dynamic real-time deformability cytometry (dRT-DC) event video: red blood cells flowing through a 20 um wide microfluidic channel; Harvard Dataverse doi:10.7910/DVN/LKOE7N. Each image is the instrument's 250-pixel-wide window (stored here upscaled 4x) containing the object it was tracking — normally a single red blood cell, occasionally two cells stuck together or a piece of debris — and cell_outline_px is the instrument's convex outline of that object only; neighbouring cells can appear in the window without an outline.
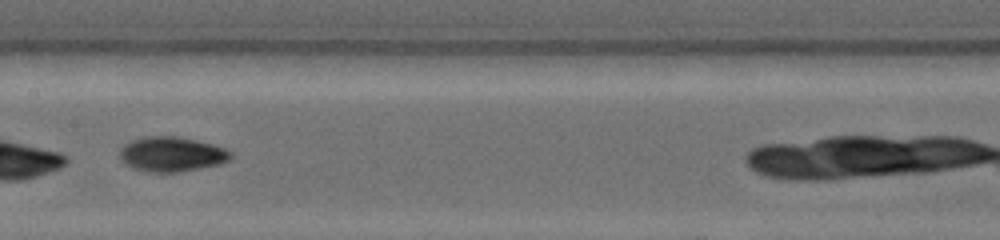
{"species": "common noctule bat (a hibernating species)", "species_latin": "Nyctalus noctula", "temperature_condition": "warm", "stored_images_in_passage": 22, "camera_frame_rate_fps": 4500, "um_per_image_px": 0.085, "animal": {"sex": "female", "body_mass_g": 19.0, "forearm_length_mm": 53.3}, "frame": {"image": 1, "passage_image": 10, "time_ms": 4.0, "image_size_px": [1000, 240], "cell_outline_px": [[232, 156], [228, 160], [220, 164], [180, 172], [148, 172], [124, 164], [120, 160], [120, 148], [124, 144], [132, 140], [144, 136], [180, 136], [212, 144], [224, 148], [232, 152]], "centroid_in_image_um": [14.58, 13.1], "position_along_channel_um": 192.8, "area_um2": 22.6}}
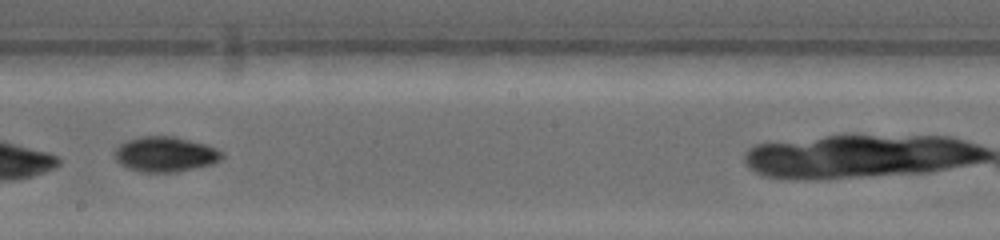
{"frame": {"image": 2, "passage_image": 13, "time_ms": 5.111, "image_size_px": [1000, 240], "cell_outline_px": [[224, 156], [220, 160], [212, 164], [176, 172], [140, 172], [128, 168], [120, 164], [116, 160], [116, 148], [120, 144], [128, 140], [140, 136], [172, 136], [208, 144], [216, 148]], "centroid_in_image_um": [14.06, 13.11], "position_along_channel_um": 234.1, "area_um2": 21.91}}
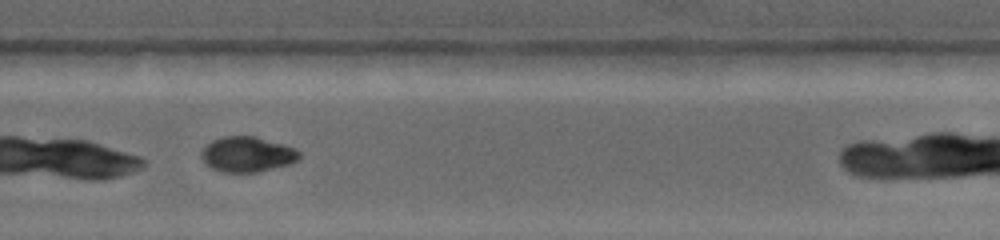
{"frame": {"image": 3, "passage_image": 19, "time_ms": 7.111, "image_size_px": [1000, 240], "cell_outline_px": [[300, 156], [292, 164], [256, 172], [220, 172], [204, 164], [200, 156], [200, 152], [212, 140], [224, 136], [256, 136], [284, 144], [296, 148], [300, 152]], "centroid_in_image_um": [21.01, 13.12], "position_along_channel_um": 308.8, "area_um2": 20.35}}